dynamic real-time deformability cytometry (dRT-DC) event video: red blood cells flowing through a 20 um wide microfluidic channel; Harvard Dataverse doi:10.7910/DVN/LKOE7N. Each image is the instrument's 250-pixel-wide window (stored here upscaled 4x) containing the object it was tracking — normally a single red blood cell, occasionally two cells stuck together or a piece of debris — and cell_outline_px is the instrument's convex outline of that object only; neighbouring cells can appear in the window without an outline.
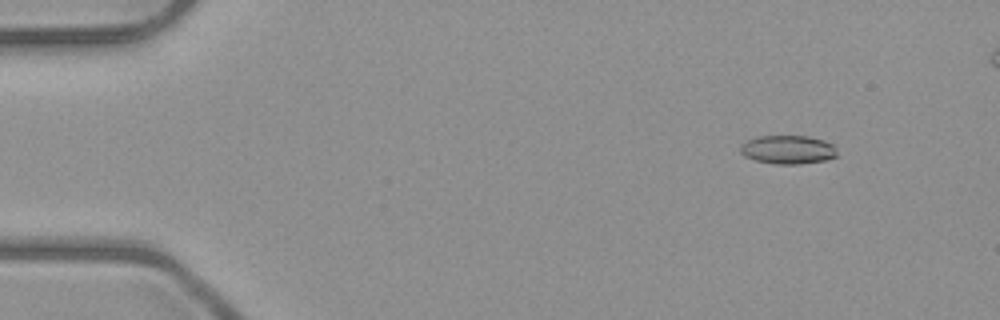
{"species": "common noctule bat (a hibernating species)", "species_latin": "Nyctalus noctula", "temperature_condition": "room temperature", "stored_images_in_passage": 8, "camera_frame_rate_fps": 3000, "um_per_image_px": 0.085, "animal": {"sex": "male", "body_mass_g": 23.1, "forearm_length_mm": 52.7}, "frame": {"image": 1, "passage_image": 1, "time_ms": 0.0, "image_size_px": [1000, 320], "cell_outline_px": [[836, 156], [824, 160], [800, 164], [776, 164], [756, 160], [744, 156], [740, 152], [740, 144], [748, 140], [760, 136], [808, 136], [824, 140], [832, 144], [836, 148]], "centroid_in_image_um": [66.96, 12.71], "position_along_channel_um": 18.0, "area_um2": 16.07}}
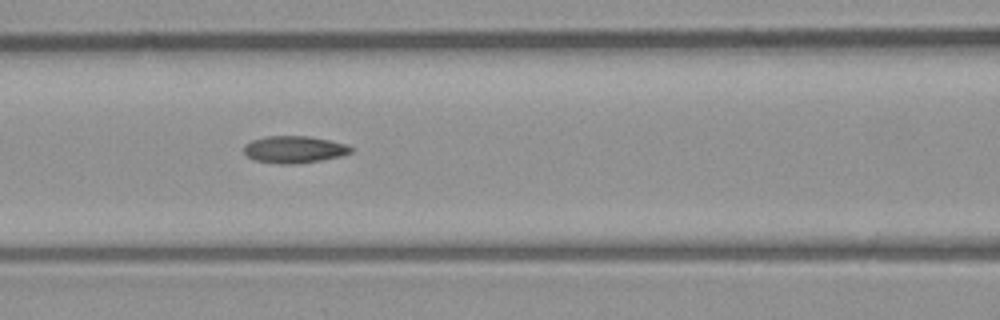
{"frame": {"image": 2, "passage_image": 6, "time_ms": 5.667, "image_size_px": [1000, 320], "cell_outline_px": [[352, 152], [340, 156], [320, 160], [296, 164], [280, 164], [256, 160], [248, 156], [244, 152], [244, 144], [252, 140], [264, 136], [308, 136], [348, 144], [352, 148]], "centroid_in_image_um": [25.0, 12.7], "position_along_channel_um": 141.6, "area_um2": 16.82}}
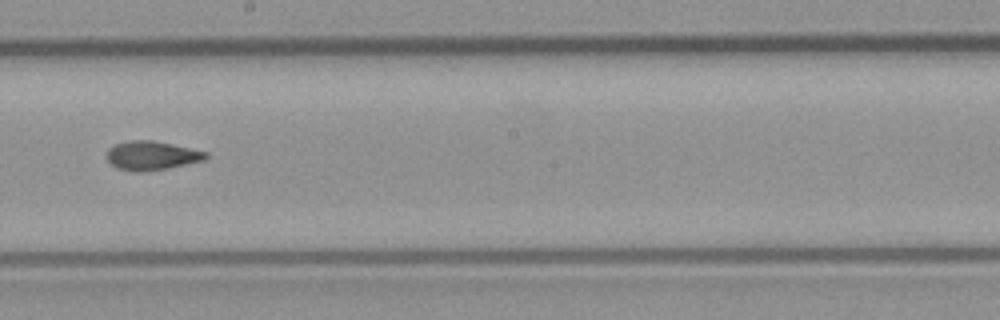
{"frame": {"image": 3, "passage_image": 8, "time_ms": 8.0, "image_size_px": [1000, 320], "cell_outline_px": [[208, 156], [204, 160], [168, 168], [144, 172], [136, 172], [116, 168], [108, 160], [108, 148], [116, 144], [128, 140], [152, 140], [172, 144], [208, 152]], "centroid_in_image_um": [12.89, 13.22], "position_along_channel_um": 235.3, "area_um2": 16.65}}